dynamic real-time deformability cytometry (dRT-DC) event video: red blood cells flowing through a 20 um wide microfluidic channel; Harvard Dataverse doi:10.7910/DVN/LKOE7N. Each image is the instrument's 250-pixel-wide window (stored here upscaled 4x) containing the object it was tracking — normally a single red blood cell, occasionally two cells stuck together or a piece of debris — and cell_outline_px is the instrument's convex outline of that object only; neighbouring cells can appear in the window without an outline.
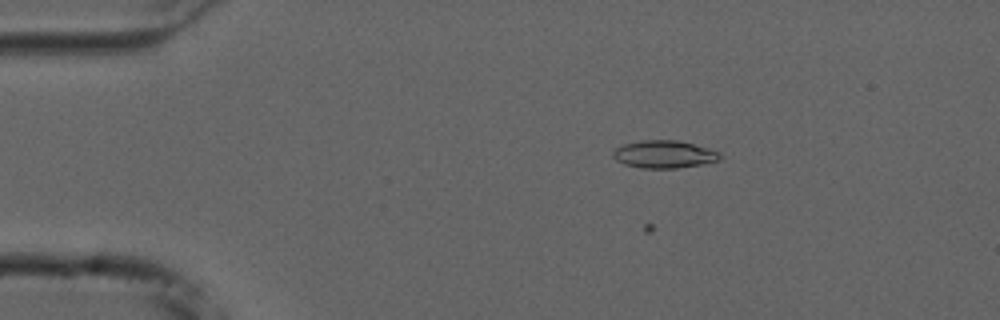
{"species": "common noctule bat (a hibernating species)", "species_latin": "Nyctalus noctula", "temperature_condition": "cold", "stored_images_in_passage": 48, "camera_frame_rate_fps": 3000, "um_per_image_px": 0.085, "animal": {"sex": "male", "forearm_length_mm": 52.5}, "frame": {"image": 1, "passage_image": 12, "time_ms": 3.667, "image_size_px": [1000, 320], "cell_outline_px": [[724, 156], [716, 160], [700, 164], [676, 168], [640, 168], [624, 164], [616, 160], [612, 156], [612, 152], [616, 148], [624, 144], [640, 140], [676, 140], [708, 148], [720, 152]], "centroid_in_image_um": [56.42, 13.11], "position_along_channel_um": 28.6, "area_um2": 17.11}}
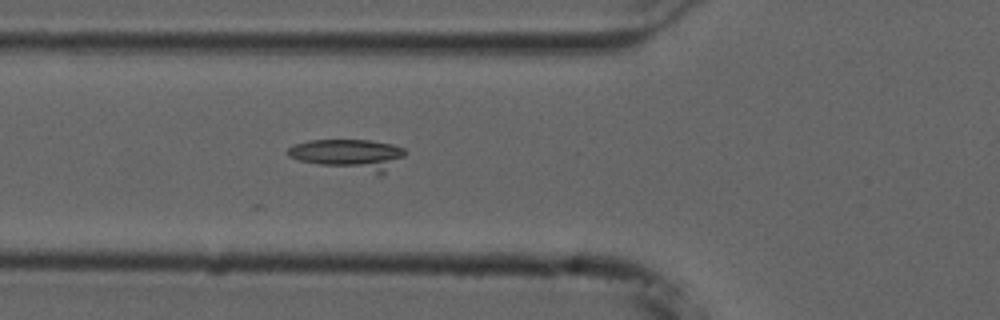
{"frame": {"image": 2, "passage_image": 22, "time_ms": 7.0, "image_size_px": [1000, 320], "cell_outline_px": [[408, 152], [404, 156], [380, 176], [376, 176], [300, 160], [288, 156], [288, 148], [296, 144], [308, 140], [368, 140], [392, 144], [404, 148]], "centroid_in_image_um": [29.73, 13.16], "position_along_channel_um": 96.1, "area_um2": 21.21}}
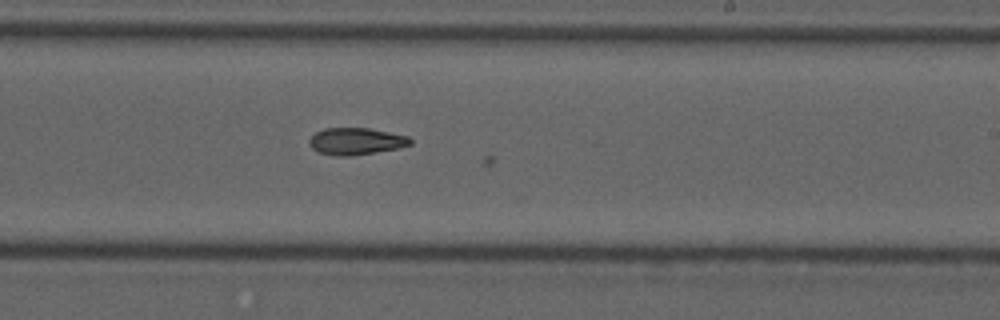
{"frame": {"image": 3, "passage_image": 35, "time_ms": 11.333, "image_size_px": [1000, 320], "cell_outline_px": [[412, 144], [400, 148], [352, 156], [336, 156], [320, 152], [312, 148], [308, 144], [308, 140], [316, 132], [324, 128], [368, 128], [408, 136], [412, 140]], "centroid_in_image_um": [30.26, 12.01], "position_along_channel_um": 258.7, "area_um2": 15.9}}